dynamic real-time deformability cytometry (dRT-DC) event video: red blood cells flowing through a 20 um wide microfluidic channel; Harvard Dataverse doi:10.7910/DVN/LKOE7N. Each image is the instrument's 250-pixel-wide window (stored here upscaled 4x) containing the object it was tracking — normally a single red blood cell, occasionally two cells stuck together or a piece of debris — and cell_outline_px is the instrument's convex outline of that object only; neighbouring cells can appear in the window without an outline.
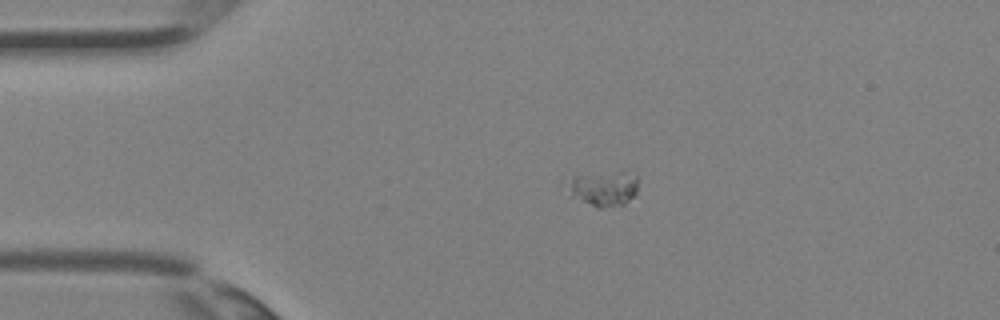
{"species": "Egyptian fruit bat (a non-hibernating species)", "species_latin": "Rousettus aegyptiacus", "temperature_condition": "room temperature", "stored_images_in_passage": 2, "camera_frame_rate_fps": 3000, "um_per_image_px": 0.085, "animal": {"sex": "female"}, "frame": {"image": 1, "passage_image": 1, "time_ms": 0.0, "image_size_px": [1000, 320], "cell_outline_px": [[636, 192], [624, 204], [600, 208], [596, 208], [572, 196], [560, 184], [576, 176], [624, 168], [628, 168], [636, 176]], "centroid_in_image_um": [51.27, 15.95], "position_along_channel_um": 33.7, "area_um2": 15.14}}